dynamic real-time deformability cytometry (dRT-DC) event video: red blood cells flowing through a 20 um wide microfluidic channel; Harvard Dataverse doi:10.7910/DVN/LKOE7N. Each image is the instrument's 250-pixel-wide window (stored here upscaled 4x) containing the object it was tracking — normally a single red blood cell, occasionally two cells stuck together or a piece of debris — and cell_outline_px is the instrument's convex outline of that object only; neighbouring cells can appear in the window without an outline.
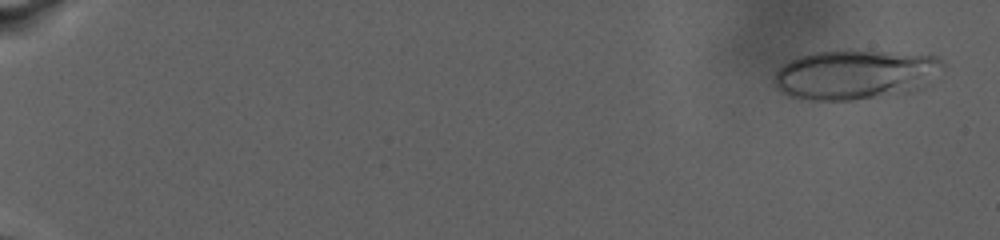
{"species": "human", "species_latin": "Homo sapiens", "temperature_condition": "warm", "stored_images_in_passage": 82, "camera_frame_rate_fps": 3000, "um_per_image_px": 0.085, "donor": {"sex": "male"}, "frame": {"image": 1, "passage_image": 5, "time_ms": 1.0, "image_size_px": [1000, 240], "cell_outline_px": [[944, 68], [920, 88], [912, 92], [852, 100], [812, 100], [788, 96], [776, 88], [776, 72], [784, 64], [800, 56], [812, 52], [884, 52], [940, 56], [944, 60]], "centroid_in_image_um": [72.73, 6.36], "position_along_channel_um": 12.3, "area_um2": 48.09}}
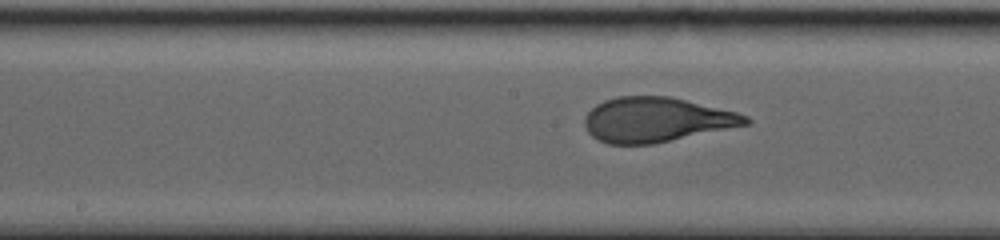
{"frame": {"image": 2, "passage_image": 65, "time_ms": 15.667, "image_size_px": [1000, 240], "cell_outline_px": [[752, 120], [748, 124], [652, 144], [608, 144], [592, 136], [588, 132], [584, 124], [584, 116], [596, 104], [604, 100], [616, 96], [668, 96], [736, 112], [748, 116]], "centroid_in_image_um": [55.74, 10.17], "position_along_channel_um": 192.5, "area_um2": 41.62}}
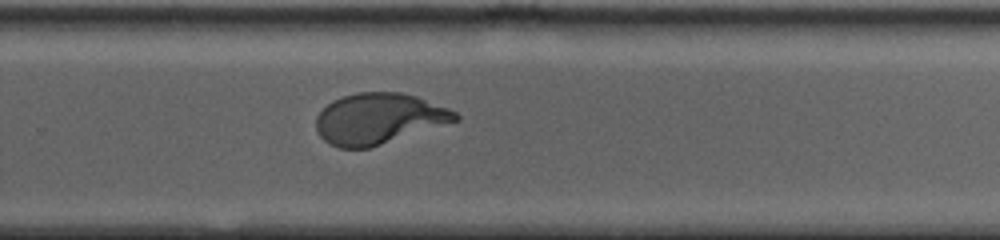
{"frame": {"image": 3, "passage_image": 81, "time_ms": 19.667, "image_size_px": [1000, 240], "cell_outline_px": [[460, 120], [368, 148], [340, 148], [328, 144], [320, 136], [316, 128], [316, 116], [332, 100], [356, 92], [400, 92], [416, 96], [448, 108], [456, 112], [460, 116]], "centroid_in_image_um": [32.19, 10.08], "position_along_channel_um": 297.6, "area_um2": 41.1}}